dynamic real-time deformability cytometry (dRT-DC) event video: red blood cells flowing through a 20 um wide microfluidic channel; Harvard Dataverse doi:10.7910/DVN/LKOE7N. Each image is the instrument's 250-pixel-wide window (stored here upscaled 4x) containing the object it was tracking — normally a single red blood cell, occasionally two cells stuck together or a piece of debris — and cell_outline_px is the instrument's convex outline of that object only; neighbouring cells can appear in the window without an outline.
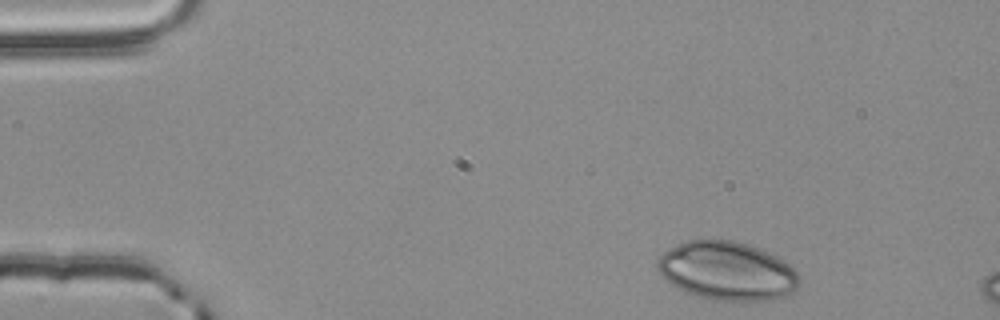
{"species": "common noctule bat (a hibernating species)", "species_latin": "Nyctalus noctula", "temperature_condition": "room temperature", "stored_images_in_passage": 8, "camera_frame_rate_fps": 3000, "um_per_image_px": 0.085, "animal": {"sex": "male", "body_mass_g": 20.4}, "frame": {"image": 1, "passage_image": 1, "time_ms": 0.0, "image_size_px": [1000, 320], "cell_outline_px": [[800, 284], [792, 292], [784, 296], [764, 300], [712, 300], [696, 296], [684, 292], [676, 288], [660, 272], [656, 264], [656, 260], [664, 252], [688, 240], [732, 240], [748, 244], [768, 252], [776, 256], [788, 264], [800, 276]], "centroid_in_image_um": [61.8, 23.04], "position_along_channel_um": 23.2, "area_um2": 48.03}}